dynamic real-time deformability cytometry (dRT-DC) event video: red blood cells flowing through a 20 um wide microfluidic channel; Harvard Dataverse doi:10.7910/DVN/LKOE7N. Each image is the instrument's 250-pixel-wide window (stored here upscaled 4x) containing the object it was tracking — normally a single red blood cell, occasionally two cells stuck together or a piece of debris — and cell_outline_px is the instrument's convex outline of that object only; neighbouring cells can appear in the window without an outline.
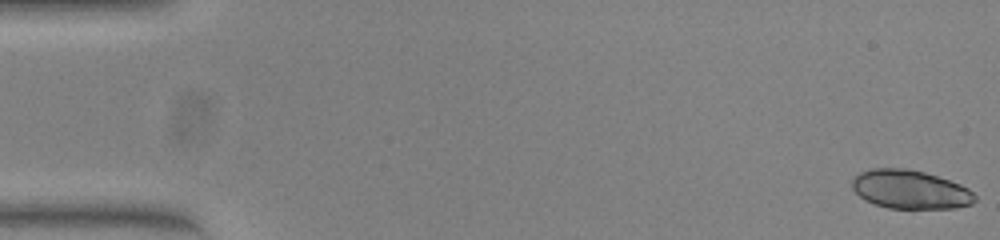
{"species": "common noctule bat (a hibernating species)", "species_latin": "Nyctalus noctula", "temperature_condition": "warm", "stored_images_in_passage": 53, "camera_frame_rate_fps": 3000, "um_per_image_px": 0.085, "animal": {"sex": "female", "body_mass_g": 23.0, "forearm_length_mm": 53.4}, "frame": {"image": 1, "passage_image": 1, "time_ms": 0.0, "image_size_px": [1000, 240], "cell_outline_px": [[976, 200], [972, 204], [956, 208], [888, 208], [864, 200], [852, 188], [852, 180], [860, 172], [868, 168], [904, 168], [924, 172], [960, 184], [968, 188], [976, 196]], "centroid_in_image_um": [77.36, 16.1], "position_along_channel_um": 7.6, "area_um2": 27.63}}
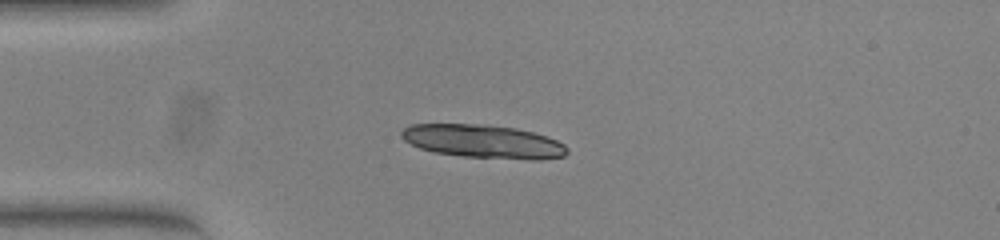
{"frame": {"image": 2, "passage_image": 14, "time_ms": 4.333, "image_size_px": [1000, 240], "cell_outline_px": [[568, 152], [564, 156], [540, 160], [532, 160], [464, 156], [436, 152], [420, 148], [404, 140], [400, 136], [400, 132], [404, 128], [412, 124], [480, 124], [516, 128], [548, 136], [564, 144], [568, 148]], "centroid_in_image_um": [41.1, 12.02], "position_along_channel_um": 43.9, "area_um2": 32.19}}